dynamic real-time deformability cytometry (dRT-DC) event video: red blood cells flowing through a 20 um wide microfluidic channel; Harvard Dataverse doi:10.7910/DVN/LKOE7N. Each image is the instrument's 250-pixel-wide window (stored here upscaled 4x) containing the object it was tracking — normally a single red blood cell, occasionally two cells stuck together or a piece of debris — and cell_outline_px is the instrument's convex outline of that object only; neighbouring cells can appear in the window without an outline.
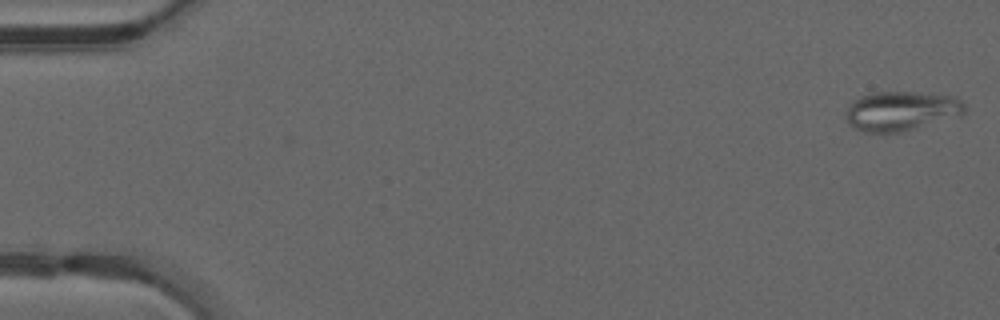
{"species": "common noctule bat (a hibernating species)", "species_latin": "Nyctalus noctula", "temperature_condition": "warm", "stored_images_in_passage": 48, "camera_frame_rate_fps": 3000, "um_per_image_px": 0.085, "animal": {"sex": "male", "forearm_length_mm": 52.5}, "frame": {"image": 1, "passage_image": 1, "time_ms": 0.0, "image_size_px": [1000, 320], "cell_outline_px": [[964, 112], [960, 116], [900, 132], [884, 136], [864, 132], [848, 124], [844, 116], [852, 100], [860, 96], [876, 92], [916, 92], [956, 96], [964, 104]], "centroid_in_image_um": [76.56, 9.46], "position_along_channel_um": 8.4, "area_um2": 27.86}}
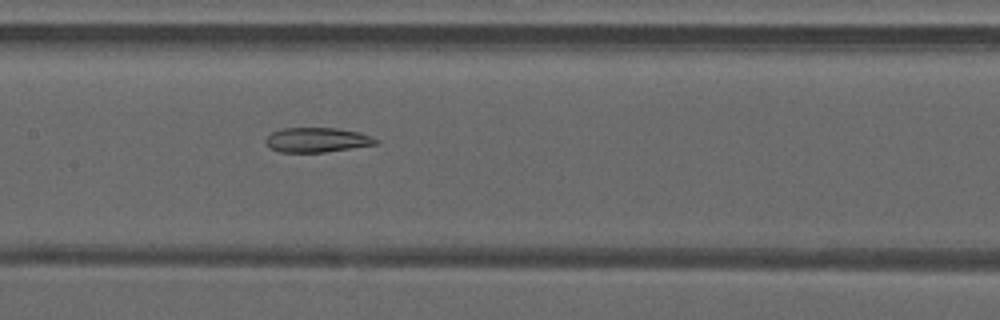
{"frame": {"image": 2, "passage_image": 24, "time_ms": 7.667, "image_size_px": [1000, 320], "cell_outline_px": [[380, 140], [376, 144], [324, 152], [280, 152], [268, 148], [264, 140], [272, 132], [284, 128], [336, 128], [360, 132], [372, 136]], "centroid_in_image_um": [26.93, 11.89], "position_along_channel_um": 180.5, "area_um2": 15.84}}
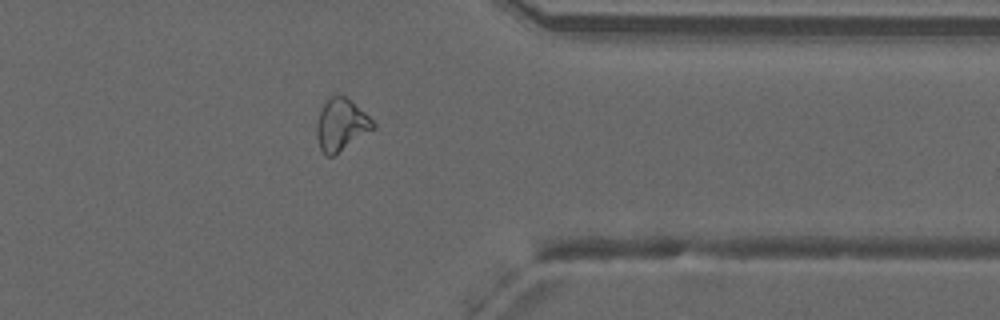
{"frame": {"image": 3, "passage_image": 39, "time_ms": 12.667, "image_size_px": [1000, 320], "cell_outline_px": [[376, 128], [332, 156], [324, 156], [320, 148], [316, 136], [316, 124], [324, 100], [332, 96], [344, 96], [364, 112], [376, 124]], "centroid_in_image_um": [28.98, 10.62], "position_along_channel_um": 382.4, "area_um2": 16.94}, "authors_computed_cell_mechanics": {"area_um2": 18.7272, "velocity_mm_per_s": 4.2222, "shape_relaxation_time_tau1_ms": null, "shape_relaxation_time_tau2_ms": 8.3367, "deformation_change_tau1": null, "deformation_change_tau2": 0.1796}}